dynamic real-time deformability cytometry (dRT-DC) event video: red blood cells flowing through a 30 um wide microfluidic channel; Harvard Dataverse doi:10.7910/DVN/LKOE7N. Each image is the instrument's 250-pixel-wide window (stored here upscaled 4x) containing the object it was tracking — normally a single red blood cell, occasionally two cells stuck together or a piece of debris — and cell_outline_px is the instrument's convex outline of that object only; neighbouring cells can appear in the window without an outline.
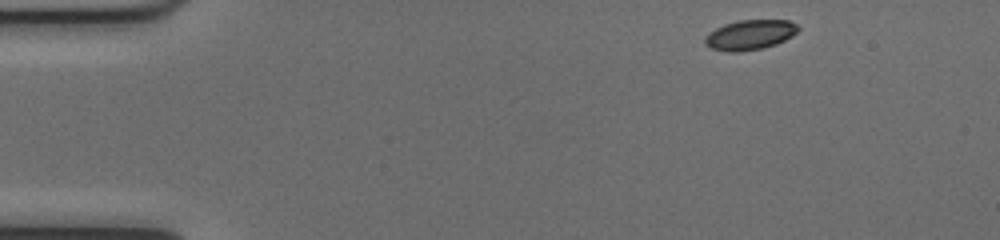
{"species": "common noctule bat (a hibernating species)", "species_latin": "Nyctalus noctula", "temperature_condition": "cold", "stored_images_in_passage": 46, "camera_frame_rate_fps": 3000, "um_per_image_px": 0.085, "animal": {"sex": "female", "body_mass_g": 17.0, "forearm_length_mm": 48.0}, "frame": {"image": 1, "passage_image": 1, "time_ms": 0.0, "image_size_px": [1000, 240], "cell_outline_px": [[800, 28], [792, 36], [776, 44], [760, 48], [736, 52], [728, 52], [712, 48], [704, 44], [704, 36], [708, 32], [724, 24], [740, 20], [788, 20], [796, 24]], "centroid_in_image_um": [63.71, 2.95], "position_along_channel_um": 21.3, "area_um2": 16.18}}
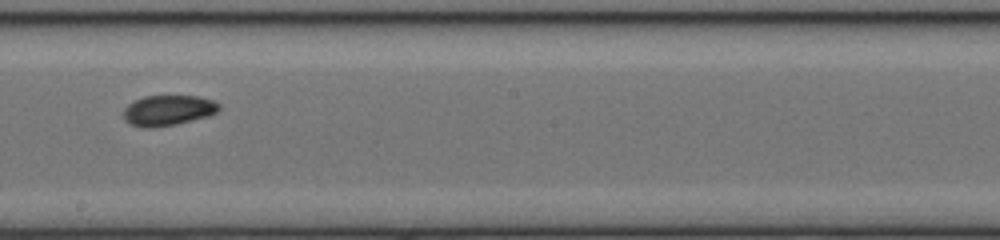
{"frame": {"image": 2, "passage_image": 24, "time_ms": 7.667, "image_size_px": [1000, 240], "cell_outline_px": [[220, 108], [216, 112], [208, 116], [176, 124], [152, 128], [144, 128], [132, 124], [124, 120], [124, 108], [132, 100], [144, 96], [200, 96], [212, 100], [220, 104]], "centroid_in_image_um": [14.27, 9.37], "position_along_channel_um": 233.9, "area_um2": 16.99}}
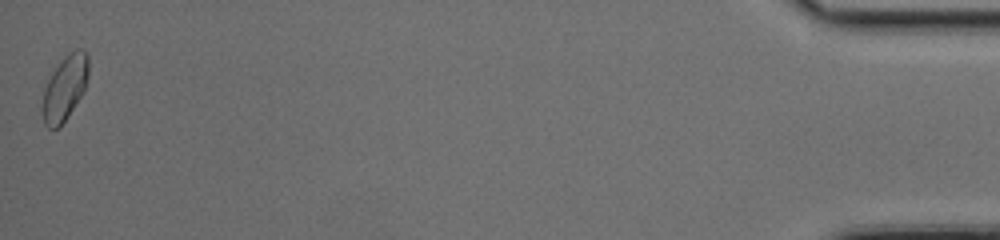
{"frame": {"image": 3, "passage_image": 46, "time_ms": 15.0, "image_size_px": [1000, 240], "cell_outline_px": [[88, 76], [84, 88], [80, 96], [64, 120], [56, 128], [48, 128], [44, 124], [40, 108], [44, 88], [52, 72], [68, 52], [76, 48], [80, 48], [88, 56]], "centroid_in_image_um": [5.47, 7.46], "position_along_channel_um": 429.7, "area_um2": 17.17}, "authors_computed_cell_mechanics": {"area_um2": 16.7042, "velocity_mm_per_s": 4.0092, "shape_relaxation_time_tau1_ms": 9.6124, "shape_relaxation_time_tau2_ms": 2.916, "deformation_change_tau1": 0.1866, "deformation_change_tau2": 0.0579}}